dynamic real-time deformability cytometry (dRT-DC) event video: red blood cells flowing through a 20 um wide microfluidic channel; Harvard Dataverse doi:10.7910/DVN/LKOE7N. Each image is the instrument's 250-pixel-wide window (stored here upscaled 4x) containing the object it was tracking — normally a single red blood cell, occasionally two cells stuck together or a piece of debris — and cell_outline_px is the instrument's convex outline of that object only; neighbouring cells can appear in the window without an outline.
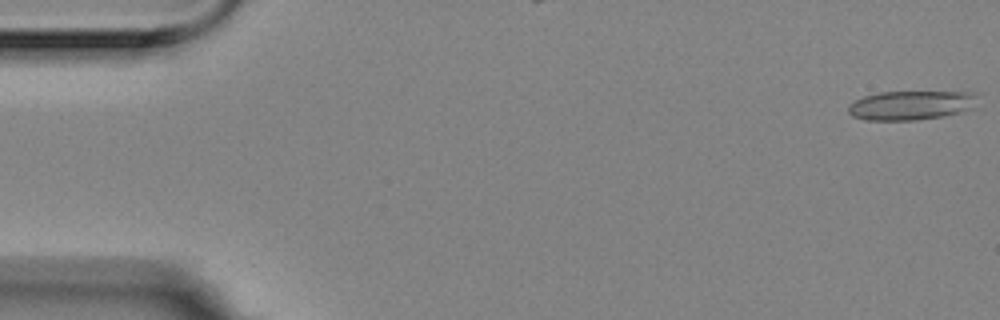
{"species": "Egyptian fruit bat (a non-hibernating species)", "species_latin": "Rousettus aegyptiacus", "temperature_condition": "room temperature", "stored_images_in_passage": 53, "camera_frame_rate_fps": 3000, "um_per_image_px": 0.085, "animal": {"sex": "female"}, "frame": {"image": 1, "passage_image": 1, "time_ms": 0.0, "image_size_px": [1000, 320], "cell_outline_px": [[976, 96], [972, 108], [960, 112], [944, 116], [916, 120], [864, 120], [852, 116], [848, 112], [848, 104], [864, 96], [880, 92], [976, 92]], "centroid_in_image_um": [77.39, 8.95], "position_along_channel_um": 7.6, "area_um2": 21.91}}
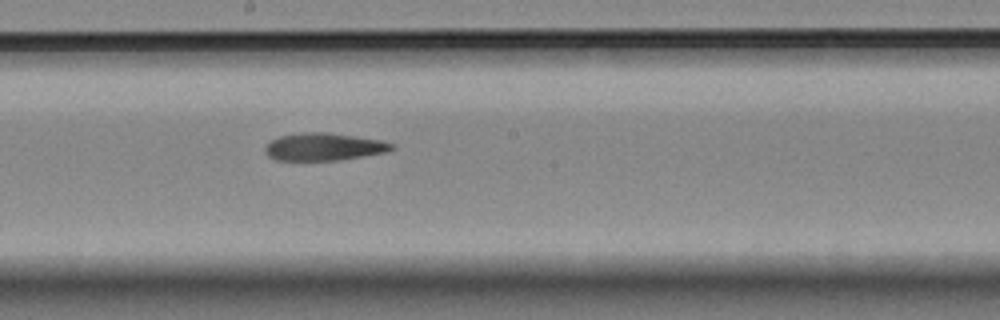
{"frame": {"image": 2, "passage_image": 30, "time_ms": 9.667, "image_size_px": [1000, 320], "cell_outline_px": [[396, 148], [388, 152], [340, 160], [276, 160], [268, 156], [264, 152], [264, 148], [272, 140], [280, 136], [304, 132], [328, 132], [384, 140], [396, 144]], "centroid_in_image_um": [27.6, 12.47], "position_along_channel_um": 220.6, "area_um2": 20.58}}
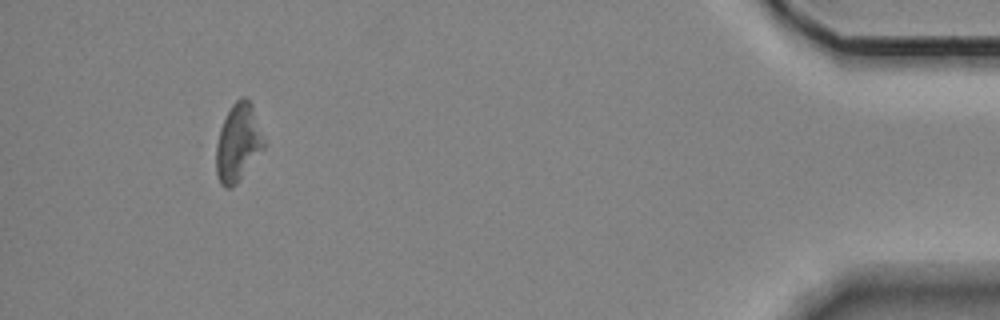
{"frame": {"image": 3, "passage_image": 52, "time_ms": 17.0, "image_size_px": [1000, 320], "cell_outline_px": [[264, 148], [236, 184], [232, 188], [228, 188], [220, 184], [216, 176], [216, 144], [220, 128], [232, 104], [240, 96], [244, 96], [252, 104], [264, 140]], "centroid_in_image_um": [20.21, 12.14], "position_along_channel_um": 415.0, "area_um2": 21.44}}